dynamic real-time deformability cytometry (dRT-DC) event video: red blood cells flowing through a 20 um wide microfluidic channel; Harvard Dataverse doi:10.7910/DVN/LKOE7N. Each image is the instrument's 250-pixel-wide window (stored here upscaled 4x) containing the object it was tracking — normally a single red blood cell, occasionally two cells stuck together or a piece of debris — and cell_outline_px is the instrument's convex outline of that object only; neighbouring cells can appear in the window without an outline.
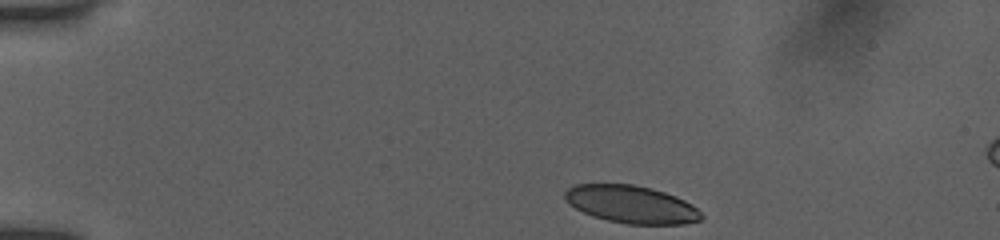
{"species": "human", "species_latin": "Homo sapiens", "temperature_condition": "room temperature", "stored_images_in_passage": 44, "camera_frame_rate_fps": 3000, "um_per_image_px": 0.085, "donor": {"sex": "female"}, "frame": {"image": 1, "passage_image": 1, "time_ms": 0.0, "image_size_px": [1000, 240], "cell_outline_px": [[704, 216], [700, 220], [684, 224], [628, 224], [608, 220], [592, 216], [568, 204], [564, 200], [564, 192], [568, 188], [576, 184], [632, 184], [652, 188], [676, 196], [692, 204]], "centroid_in_image_um": [53.65, 17.36], "position_along_channel_um": 31.4, "area_um2": 29.94}}
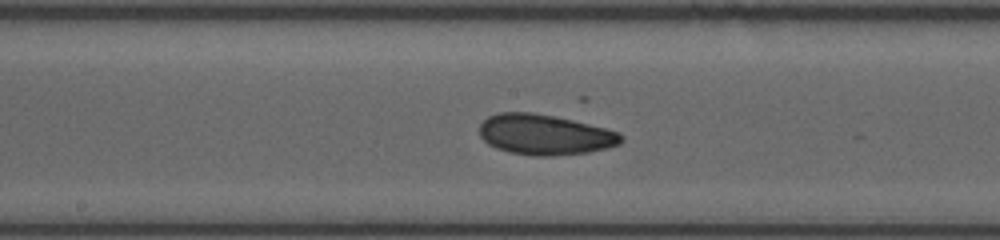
{"frame": {"image": 2, "passage_image": 20, "time_ms": 6.333, "image_size_px": [1000, 240], "cell_outline_px": [[624, 140], [620, 144], [608, 148], [588, 152], [552, 156], [532, 156], [512, 152], [496, 148], [488, 144], [480, 136], [480, 124], [488, 116], [500, 112], [532, 112], [572, 120], [620, 132], [624, 136]], "centroid_in_image_um": [46.32, 11.45], "position_along_channel_um": 201.9, "area_um2": 33.35}}
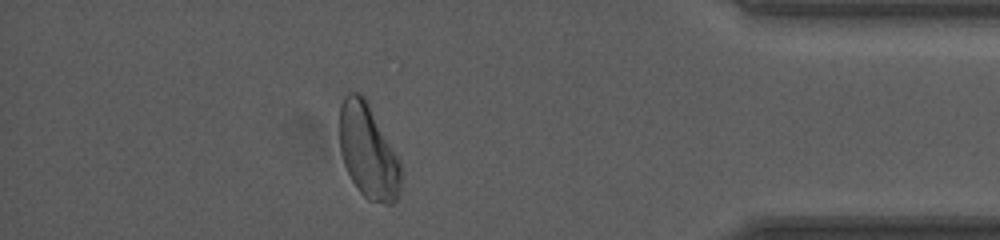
{"frame": {"image": 3, "passage_image": 38, "time_ms": 12.333, "image_size_px": [1000, 240], "cell_outline_px": [[400, 196], [392, 204], [384, 204], [368, 200], [356, 188], [344, 164], [340, 152], [340, 104], [344, 96], [348, 92], [360, 92], [364, 96], [400, 160]], "centroid_in_image_um": [31.29, 12.88], "position_along_channel_um": 403.9, "area_um2": 33.76}, "authors_computed_cell_mechanics": {"area_um2": 33.0038, "velocity_mm_per_s": 3.9093, "shape_relaxation_time_tau1_ms": null, "shape_relaxation_time_tau2_ms": 5.6335, "deformation_change_tau1": null, "deformation_change_tau2": 0.0993}}